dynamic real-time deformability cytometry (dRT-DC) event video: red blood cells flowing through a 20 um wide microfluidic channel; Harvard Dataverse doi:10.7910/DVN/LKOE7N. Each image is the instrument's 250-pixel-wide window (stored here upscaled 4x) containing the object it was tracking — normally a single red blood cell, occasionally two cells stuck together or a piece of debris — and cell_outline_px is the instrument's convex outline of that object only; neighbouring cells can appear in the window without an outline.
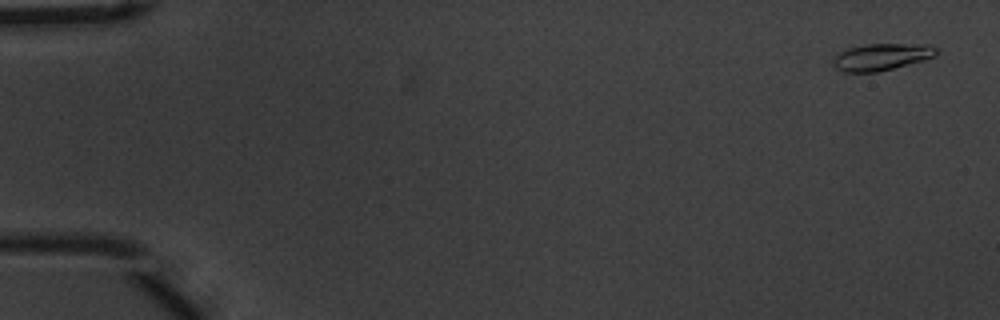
{"species": "common noctule bat (a hibernating species)", "species_latin": "Nyctalus noctula", "temperature_condition": "warm", "stored_images_in_passage": 15, "camera_frame_rate_fps": 3000, "um_per_image_px": 0.085, "animal": {"sex": "male", "body_mass_g": 20.1, "forearm_length_mm": 53.5}, "frame": {"image": 1, "passage_image": 3, "time_ms": 0.667, "image_size_px": [1000, 320], "cell_outline_px": [[936, 56], [924, 60], [876, 72], [844, 72], [836, 68], [832, 64], [832, 56], [848, 48], [864, 44], [928, 44], [936, 48]], "centroid_in_image_um": [74.88, 4.83], "position_along_channel_um": 10.1, "area_um2": 16.18}}